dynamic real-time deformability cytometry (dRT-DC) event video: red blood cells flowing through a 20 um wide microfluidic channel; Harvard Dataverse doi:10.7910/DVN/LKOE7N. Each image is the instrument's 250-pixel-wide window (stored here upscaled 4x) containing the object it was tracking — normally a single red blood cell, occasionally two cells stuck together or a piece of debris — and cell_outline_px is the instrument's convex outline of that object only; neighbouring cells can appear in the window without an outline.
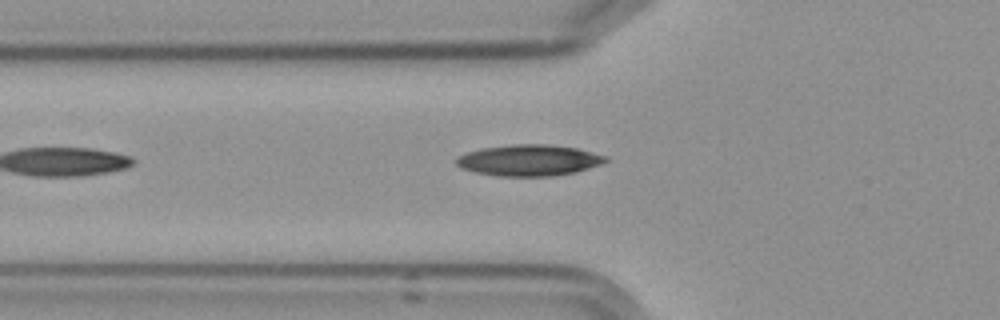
{"species": "Egyptian fruit bat (a non-hibernating species)", "species_latin": "Rousettus aegyptiacus", "temperature_condition": "cold", "stored_images_in_passage": 6, "camera_frame_rate_fps": 3000, "um_per_image_px": 0.085, "frame": {"image": 1, "passage_image": 5, "time_ms": 4.667, "image_size_px": [1000, 320], "cell_outline_px": [[608, 160], [600, 164], [576, 172], [552, 176], [500, 176], [476, 172], [460, 168], [456, 164], [456, 160], [460, 156], [468, 152], [484, 148], [512, 144], [548, 144], [576, 148], [592, 152], [604, 156]], "centroid_in_image_um": [44.96, 13.62], "position_along_channel_um": 80.8, "area_um2": 26.82}}
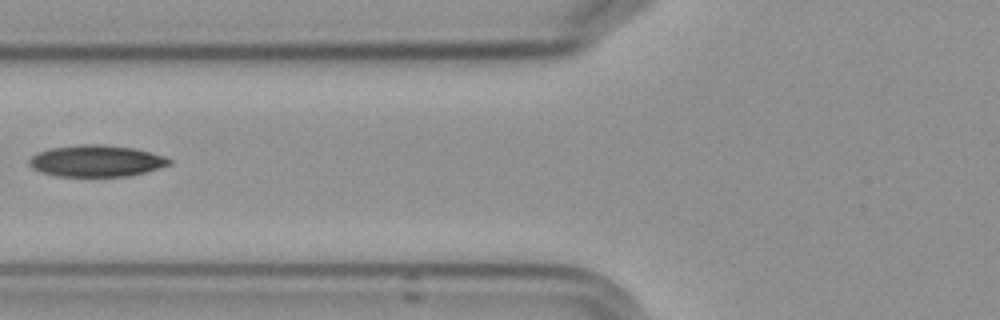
{"frame": {"image": 2, "passage_image": 6, "time_ms": 5.667, "image_size_px": [1000, 320], "cell_outline_px": [[172, 164], [160, 168], [128, 176], [56, 176], [40, 172], [32, 168], [28, 164], [28, 160], [36, 152], [52, 148], [80, 144], [104, 144], [136, 148], [152, 152], [164, 156], [172, 160]], "centroid_in_image_um": [8.19, 13.67], "position_along_channel_um": 117.6, "area_um2": 26.01}}